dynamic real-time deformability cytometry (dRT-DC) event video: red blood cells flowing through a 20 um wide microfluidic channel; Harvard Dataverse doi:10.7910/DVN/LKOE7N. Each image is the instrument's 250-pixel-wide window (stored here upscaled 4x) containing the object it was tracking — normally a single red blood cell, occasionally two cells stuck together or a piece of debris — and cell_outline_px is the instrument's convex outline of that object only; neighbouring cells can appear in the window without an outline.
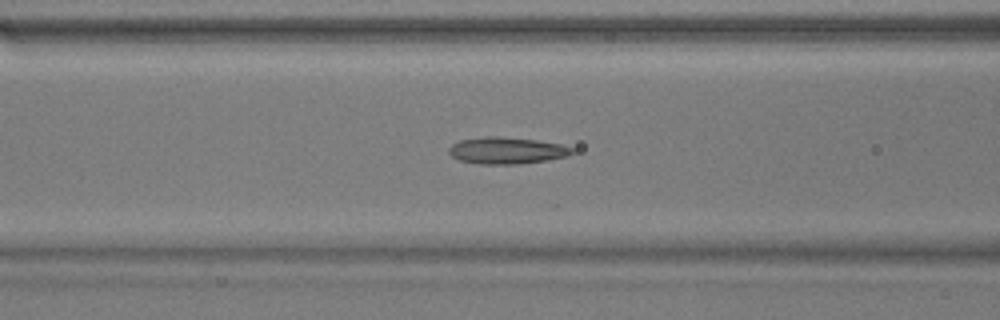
{"species": "common noctule bat (a hibernating species)", "species_latin": "Nyctalus noctula", "temperature_condition": "warm", "stored_images_in_passage": 40, "camera_frame_rate_fps": 3000, "um_per_image_px": 0.085, "animal": {"sex": "male", "body_mass_g": 17.9}, "frame": {"image": 1, "passage_image": 15, "time_ms": 4.667, "image_size_px": [1000, 320], "cell_outline_px": [[576, 152], [568, 156], [548, 160], [516, 164], [480, 164], [460, 160], [452, 156], [448, 152], [448, 148], [452, 144], [460, 140], [484, 136], [496, 136], [536, 140], [560, 144], [572, 148]], "centroid_in_image_um": [43.07, 12.79], "position_along_channel_um": 123.5, "area_um2": 19.19}}
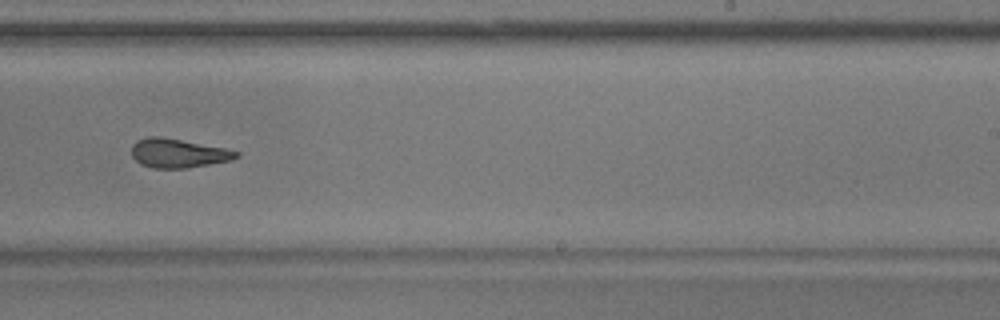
{"frame": {"image": 2, "passage_image": 27, "time_ms": 8.667, "image_size_px": [1000, 320], "cell_outline_px": [[240, 156], [232, 160], [184, 168], [152, 168], [140, 164], [132, 156], [132, 144], [136, 140], [148, 136], [160, 136], [224, 148], [240, 152]], "centroid_in_image_um": [15.11, 13.02], "position_along_channel_um": 273.9, "area_um2": 17.63}}
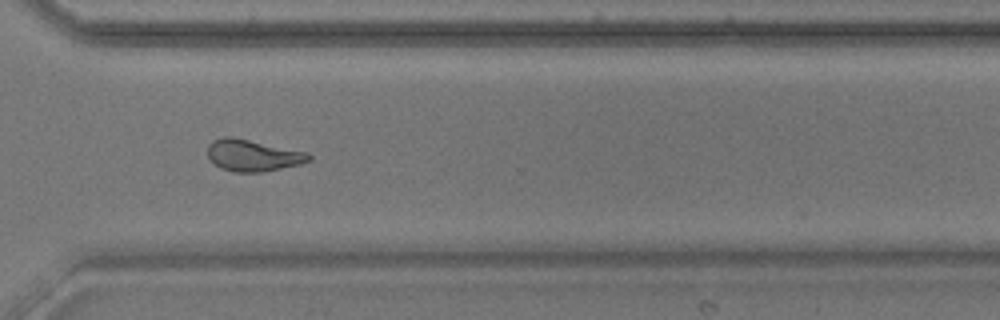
{"frame": {"image": 3, "passage_image": 33, "time_ms": 10.667, "image_size_px": [1000, 320], "cell_outline_px": [[312, 160], [300, 164], [260, 172], [236, 172], [220, 168], [208, 156], [208, 144], [212, 140], [224, 136], [232, 136], [308, 152], [312, 156]], "centroid_in_image_um": [21.5, 13.19], "position_along_channel_um": 349.1, "area_um2": 18.67}, "authors_computed_cell_mechanics": {"area_um2": 18.9873, "velocity_mm_per_s": 3.7647, "shape_relaxation_time_tau1_ms": null, "shape_relaxation_time_tau2_ms": 3.1305, "deformation_change_tau1": null, "deformation_change_tau2": 0.1258}}